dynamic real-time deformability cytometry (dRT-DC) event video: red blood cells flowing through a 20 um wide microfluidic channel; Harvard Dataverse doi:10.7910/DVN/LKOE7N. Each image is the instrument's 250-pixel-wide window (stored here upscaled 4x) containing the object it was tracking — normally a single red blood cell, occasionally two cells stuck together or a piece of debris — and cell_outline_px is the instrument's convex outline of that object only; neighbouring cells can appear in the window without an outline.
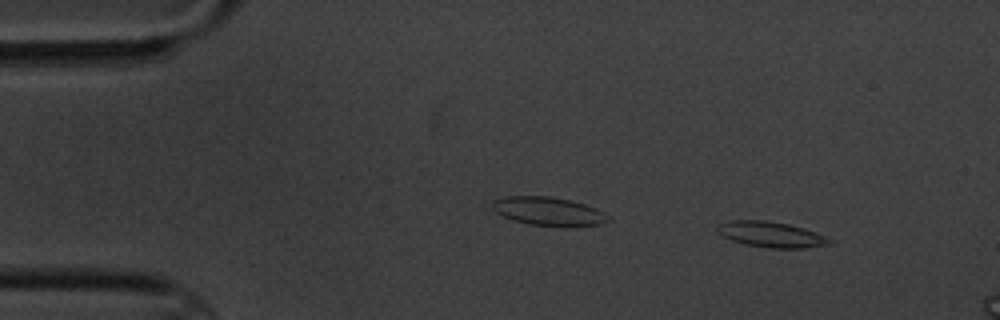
{"species": "common noctule bat (a hibernating species)", "species_latin": "Nyctalus noctula", "temperature_condition": "cold", "stored_images_in_passage": 3, "camera_frame_rate_fps": 3000, "um_per_image_px": 0.085, "animal": {"sex": "male", "body_mass_g": 20.1, "forearm_length_mm": 53.5}, "frame": {"image": 1, "passage_image": 1, "time_ms": 0.0, "image_size_px": [1000, 320], "cell_outline_px": [[836, 240], [832, 244], [808, 248], [768, 248], [744, 244], [720, 236], [716, 232], [716, 228], [720, 224], [732, 220], [764, 220], [788, 224], [804, 228], [816, 232]], "centroid_in_image_um": [65.59, 19.94], "position_along_channel_um": 19.4, "area_um2": 17.05}}